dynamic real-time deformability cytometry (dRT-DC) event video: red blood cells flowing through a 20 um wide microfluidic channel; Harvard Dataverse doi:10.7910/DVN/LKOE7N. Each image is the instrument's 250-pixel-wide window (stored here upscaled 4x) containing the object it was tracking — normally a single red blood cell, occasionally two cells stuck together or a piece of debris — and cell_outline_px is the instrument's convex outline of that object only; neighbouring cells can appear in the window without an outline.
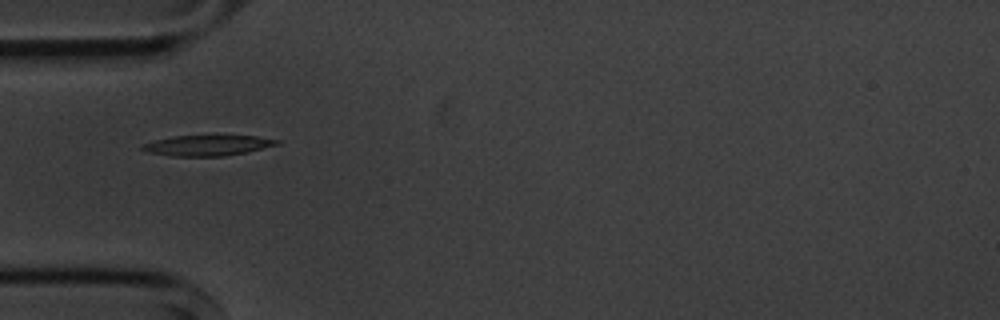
{"species": "common noctule bat (a hibernating species)", "species_latin": "Nyctalus noctula", "temperature_condition": "cold", "stored_images_in_passage": 4, "camera_frame_rate_fps": 3000, "um_per_image_px": 0.085, "animal": {"sex": "male", "body_mass_g": 20.1, "forearm_length_mm": 53.5}, "frame": {"image": 1, "passage_image": 3, "time_ms": 2.333, "image_size_px": [1000, 320], "cell_outline_px": [[280, 144], [248, 152], [224, 156], [172, 156], [148, 152], [140, 148], [144, 144], [156, 140], [176, 136], [256, 136], [280, 140]], "centroid_in_image_um": [17.69, 12.37], "position_along_channel_um": 67.3, "area_um2": 15.9}}
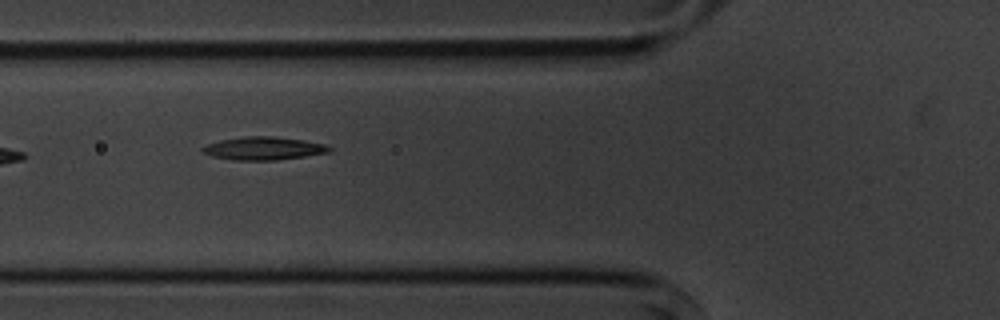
{"frame": {"image": 2, "passage_image": 4, "time_ms": 3.333, "image_size_px": [1000, 320], "cell_outline_px": [[332, 148], [328, 152], [304, 156], [276, 160], [232, 160], [212, 156], [204, 152], [200, 148], [208, 144], [220, 140], [244, 136], [272, 136], [304, 140], [324, 144]], "centroid_in_image_um": [22.38, 12.61], "position_along_channel_um": 103.4, "area_um2": 16.88}}